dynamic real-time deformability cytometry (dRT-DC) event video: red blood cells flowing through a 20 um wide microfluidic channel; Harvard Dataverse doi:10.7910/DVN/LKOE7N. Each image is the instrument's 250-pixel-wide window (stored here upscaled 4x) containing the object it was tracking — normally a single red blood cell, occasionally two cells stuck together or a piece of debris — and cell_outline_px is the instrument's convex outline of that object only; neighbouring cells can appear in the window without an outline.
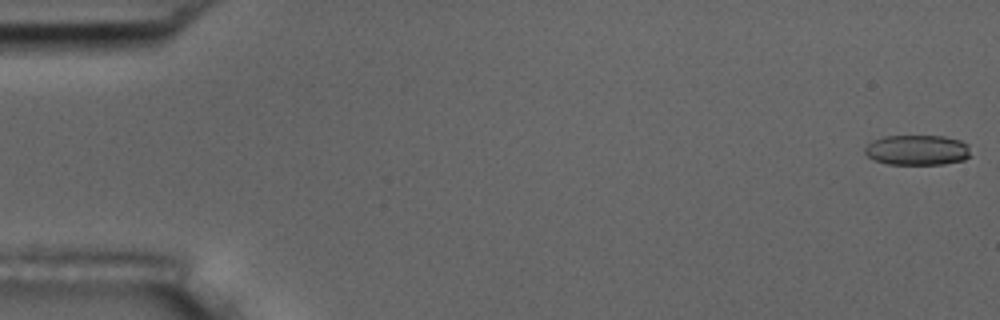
{"species": "common noctule bat (a hibernating species)", "species_latin": "Nyctalus noctula", "temperature_condition": "room temperature", "stored_images_in_passage": 5, "camera_frame_rate_fps": 3000, "um_per_image_px": 0.085, "animal": {"sex": "male", "body_mass_g": 17.5, "forearm_length_mm": 52.3}, "frame": {"image": 1, "passage_image": 1, "time_ms": 0.0, "image_size_px": [1000, 320], "cell_outline_px": [[968, 156], [964, 160], [944, 164], [888, 164], [876, 160], [868, 156], [864, 152], [864, 148], [872, 140], [884, 136], [944, 136], [960, 140], [968, 144]], "centroid_in_image_um": [77.95, 12.75], "position_along_channel_um": 7.1, "area_um2": 18.55}}
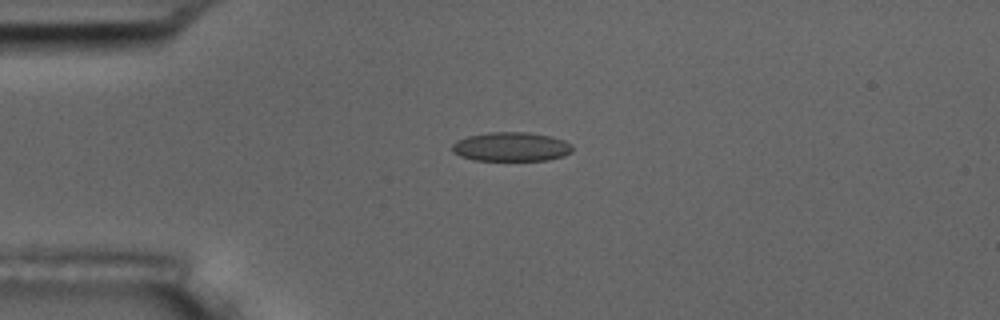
{"frame": {"image": 2, "passage_image": 5, "time_ms": 4.333, "image_size_px": [1000, 320], "cell_outline_px": [[572, 152], [564, 156], [548, 160], [472, 160], [460, 156], [452, 152], [452, 144], [456, 140], [468, 136], [488, 132], [528, 132], [552, 136], [564, 140], [572, 144]], "centroid_in_image_um": [43.45, 12.47], "position_along_channel_um": 41.5, "area_um2": 20.63}}